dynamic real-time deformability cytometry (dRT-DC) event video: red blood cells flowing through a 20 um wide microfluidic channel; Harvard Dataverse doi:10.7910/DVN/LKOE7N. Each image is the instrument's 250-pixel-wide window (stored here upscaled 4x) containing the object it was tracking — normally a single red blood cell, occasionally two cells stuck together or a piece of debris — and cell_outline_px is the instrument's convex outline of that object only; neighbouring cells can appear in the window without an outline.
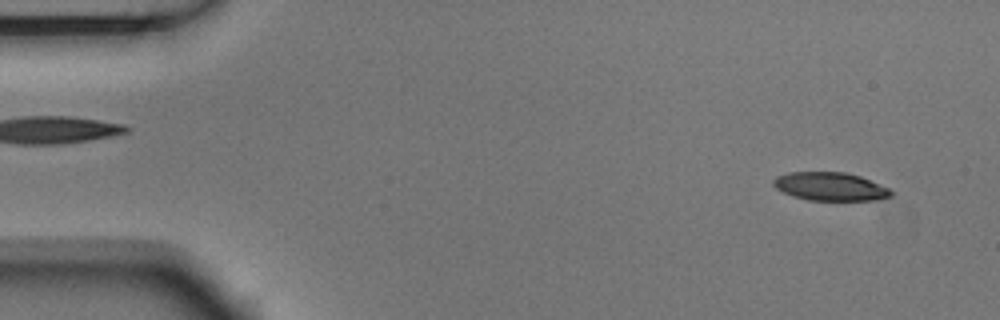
{"species": "Egyptian fruit bat (a non-hibernating species)", "species_latin": "Rousettus aegyptiacus", "temperature_condition": "room temperature", "stored_images_in_passage": 4, "camera_frame_rate_fps": 3000, "um_per_image_px": 0.085, "animal": {"sex": "male"}, "frame": {"image": 1, "passage_image": 1, "time_ms": 0.0, "image_size_px": [1000, 320], "cell_outline_px": [[896, 192], [892, 196], [876, 200], [808, 200], [792, 196], [776, 188], [772, 184], [772, 180], [776, 176], [788, 172], [844, 172], [860, 176], [892, 188]], "centroid_in_image_um": [70.62, 15.85], "position_along_channel_um": 14.4, "area_um2": 19.71}}
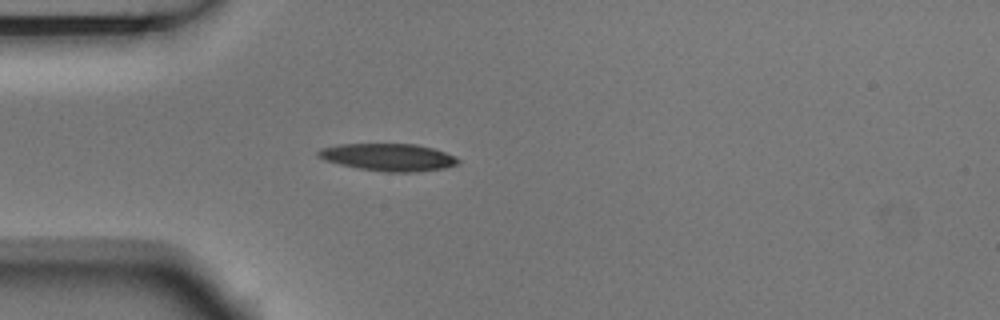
{"frame": {"image": 2, "passage_image": 4, "time_ms": 1.0, "image_size_px": [1000, 320], "cell_outline_px": [[460, 164], [444, 168], [416, 172], [384, 172], [360, 168], [340, 164], [324, 160], [316, 152], [320, 148], [340, 144], [416, 144], [432, 148], [456, 156], [460, 160]], "centroid_in_image_um": [33.05, 13.36], "position_along_channel_um": 52.0, "area_um2": 22.25}}